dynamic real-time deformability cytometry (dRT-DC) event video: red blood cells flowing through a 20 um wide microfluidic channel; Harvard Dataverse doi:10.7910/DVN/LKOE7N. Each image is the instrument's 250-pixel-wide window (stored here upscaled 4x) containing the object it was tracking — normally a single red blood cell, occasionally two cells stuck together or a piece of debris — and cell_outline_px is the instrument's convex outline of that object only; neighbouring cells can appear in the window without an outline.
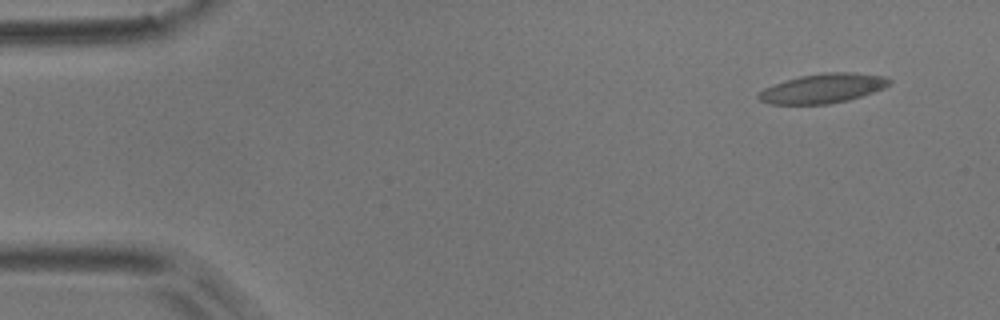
{"species": "common noctule bat (a hibernating species)", "species_latin": "Nyctalus noctula", "temperature_condition": "room temperature", "stored_images_in_passage": 8, "camera_frame_rate_fps": 3000, "um_per_image_px": 0.085, "animal": {"sex": "male", "body_mass_g": 17.9}, "frame": {"image": 1, "passage_image": 1, "time_ms": 0.0, "image_size_px": [1000, 320], "cell_outline_px": [[892, 84], [884, 88], [848, 100], [828, 104], [772, 104], [760, 100], [756, 96], [764, 88], [800, 76], [828, 72], [852, 72], [884, 76], [892, 80]], "centroid_in_image_um": [69.98, 7.51], "position_along_channel_um": 15.0, "area_um2": 22.2}}
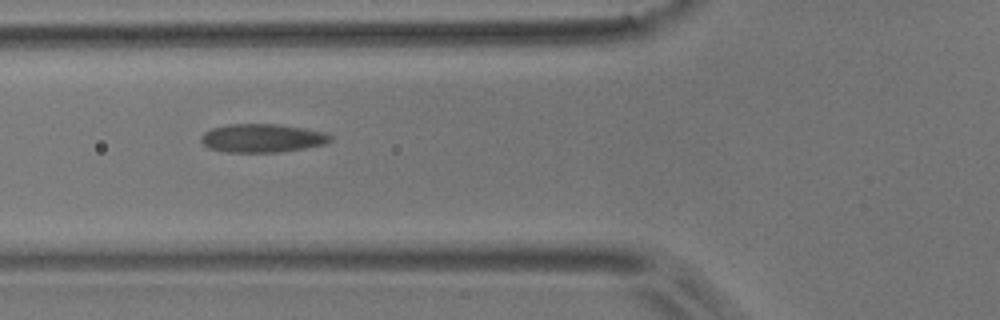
{"frame": {"image": 2, "passage_image": 5, "time_ms": 1.333, "image_size_px": [1000, 320], "cell_outline_px": [[332, 140], [324, 144], [304, 148], [280, 152], [224, 152], [208, 148], [200, 140], [200, 136], [204, 132], [212, 128], [228, 124], [276, 124], [304, 128], [324, 132], [332, 136]], "centroid_in_image_um": [22.26, 11.74], "position_along_channel_um": 103.5, "area_um2": 21.5}}
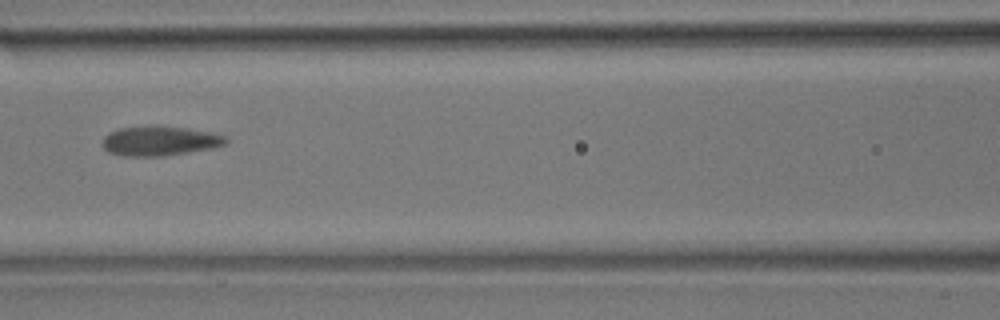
{"frame": {"image": 3, "passage_image": 6, "time_ms": 1.667, "image_size_px": [1000, 320], "cell_outline_px": [[228, 144], [212, 148], [164, 156], [124, 156], [108, 152], [100, 144], [104, 136], [108, 132], [120, 128], [188, 128], [212, 132], [224, 136], [228, 140]], "centroid_in_image_um": [13.57, 12.01], "position_along_channel_um": 153.0, "area_um2": 20.81}}